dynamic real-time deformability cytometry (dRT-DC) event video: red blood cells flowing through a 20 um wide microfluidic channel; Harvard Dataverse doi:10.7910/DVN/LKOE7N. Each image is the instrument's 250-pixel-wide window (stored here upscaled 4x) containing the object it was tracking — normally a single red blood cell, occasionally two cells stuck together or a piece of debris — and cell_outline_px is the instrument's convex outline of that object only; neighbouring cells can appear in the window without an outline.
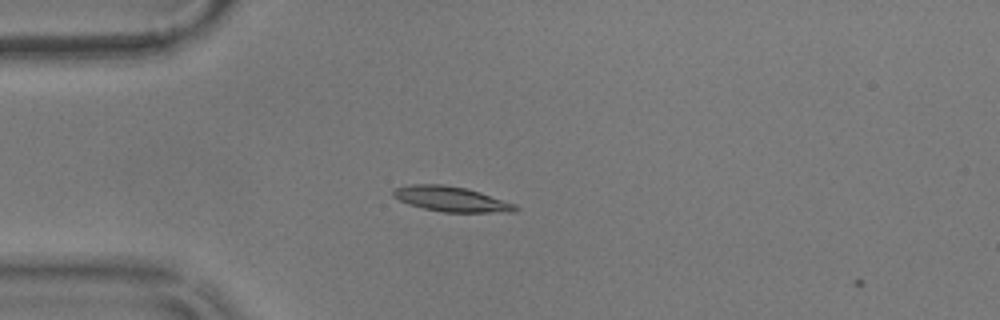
{"species": "common noctule bat (a hibernating species)", "species_latin": "Nyctalus noctula", "temperature_condition": "warm", "stored_images_in_passage": 2, "camera_frame_rate_fps": 3000, "um_per_image_px": 0.085, "animal": {"sex": "male", "body_mass_g": 17.9}, "frame": {"image": 1, "passage_image": 1, "time_ms": 0.0, "image_size_px": [1000, 320], "cell_outline_px": [[520, 208], [516, 212], [444, 212], [424, 208], [408, 204], [392, 196], [392, 188], [412, 184], [444, 184], [468, 188], [516, 204]], "centroid_in_image_um": [38.36, 16.91], "position_along_channel_um": 46.6, "area_um2": 18.03}}